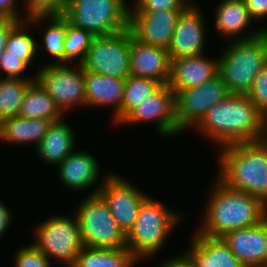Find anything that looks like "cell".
Masks as SVG:
<instances>
[{"mask_svg":"<svg viewBox=\"0 0 267 267\" xmlns=\"http://www.w3.org/2000/svg\"><path fill=\"white\" fill-rule=\"evenodd\" d=\"M85 196L73 212L83 245L90 248L126 247V235L118 227L103 198L99 194Z\"/></svg>","mask_w":267,"mask_h":267,"instance_id":"ba28073f","label":"cell"},{"mask_svg":"<svg viewBox=\"0 0 267 267\" xmlns=\"http://www.w3.org/2000/svg\"><path fill=\"white\" fill-rule=\"evenodd\" d=\"M75 148L62 162L55 168H58L59 180L63 187L69 191H89L88 195L98 194L100 187L106 177H100V165L97 157L89 151L78 150ZM102 178V180L100 179ZM97 184V185H96ZM96 185V186H95Z\"/></svg>","mask_w":267,"mask_h":267,"instance_id":"9a60e30c","label":"cell"},{"mask_svg":"<svg viewBox=\"0 0 267 267\" xmlns=\"http://www.w3.org/2000/svg\"><path fill=\"white\" fill-rule=\"evenodd\" d=\"M221 239L245 267H267V218L258 225L230 231Z\"/></svg>","mask_w":267,"mask_h":267,"instance_id":"e0dca14e","label":"cell"},{"mask_svg":"<svg viewBox=\"0 0 267 267\" xmlns=\"http://www.w3.org/2000/svg\"><path fill=\"white\" fill-rule=\"evenodd\" d=\"M220 1L217 7L215 6L214 23L212 24L219 35L221 34L226 39V43L252 39L267 31V27L264 26L252 27L253 30L249 29L253 20L243 0Z\"/></svg>","mask_w":267,"mask_h":267,"instance_id":"ac0fdd59","label":"cell"},{"mask_svg":"<svg viewBox=\"0 0 267 267\" xmlns=\"http://www.w3.org/2000/svg\"><path fill=\"white\" fill-rule=\"evenodd\" d=\"M129 58L131 76L157 80L162 85L169 83L171 59L166 48L143 44L130 31Z\"/></svg>","mask_w":267,"mask_h":267,"instance_id":"d6986e66","label":"cell"},{"mask_svg":"<svg viewBox=\"0 0 267 267\" xmlns=\"http://www.w3.org/2000/svg\"><path fill=\"white\" fill-rule=\"evenodd\" d=\"M247 96L261 114L267 112V64L255 76Z\"/></svg>","mask_w":267,"mask_h":267,"instance_id":"d590c367","label":"cell"},{"mask_svg":"<svg viewBox=\"0 0 267 267\" xmlns=\"http://www.w3.org/2000/svg\"><path fill=\"white\" fill-rule=\"evenodd\" d=\"M32 26L48 24L42 33L41 45L37 42V52L45 50L53 59L52 64L64 63V40L67 34V19L63 15H35L27 18ZM46 21V22H45ZM42 24V25H41ZM40 45V46H39ZM40 50V51H39ZM54 57V58H53Z\"/></svg>","mask_w":267,"mask_h":267,"instance_id":"d4e9b609","label":"cell"},{"mask_svg":"<svg viewBox=\"0 0 267 267\" xmlns=\"http://www.w3.org/2000/svg\"><path fill=\"white\" fill-rule=\"evenodd\" d=\"M18 2V3H17ZM21 0H0V19H11L22 21L26 19V14L21 13L19 9ZM19 4V5H18ZM19 6V7H18ZM22 14V15H20ZM25 17V18H24Z\"/></svg>","mask_w":267,"mask_h":267,"instance_id":"8d00e7d4","label":"cell"},{"mask_svg":"<svg viewBox=\"0 0 267 267\" xmlns=\"http://www.w3.org/2000/svg\"><path fill=\"white\" fill-rule=\"evenodd\" d=\"M227 44L218 54V74L230 94L247 95L255 76L267 64V31Z\"/></svg>","mask_w":267,"mask_h":267,"instance_id":"5b68a950","label":"cell"},{"mask_svg":"<svg viewBox=\"0 0 267 267\" xmlns=\"http://www.w3.org/2000/svg\"><path fill=\"white\" fill-rule=\"evenodd\" d=\"M162 84L150 78L129 75L125 78L123 98L121 104V121L148 96L157 91Z\"/></svg>","mask_w":267,"mask_h":267,"instance_id":"f546056e","label":"cell"},{"mask_svg":"<svg viewBox=\"0 0 267 267\" xmlns=\"http://www.w3.org/2000/svg\"><path fill=\"white\" fill-rule=\"evenodd\" d=\"M29 68L22 55L8 54V50H4L0 58V72L4 74L0 78L36 79V75L24 74Z\"/></svg>","mask_w":267,"mask_h":267,"instance_id":"d6a6232c","label":"cell"},{"mask_svg":"<svg viewBox=\"0 0 267 267\" xmlns=\"http://www.w3.org/2000/svg\"><path fill=\"white\" fill-rule=\"evenodd\" d=\"M196 0H132L130 12L185 11Z\"/></svg>","mask_w":267,"mask_h":267,"instance_id":"1f68e13d","label":"cell"},{"mask_svg":"<svg viewBox=\"0 0 267 267\" xmlns=\"http://www.w3.org/2000/svg\"><path fill=\"white\" fill-rule=\"evenodd\" d=\"M191 234L189 248L185 252L196 267H245L221 238H209Z\"/></svg>","mask_w":267,"mask_h":267,"instance_id":"7402d4cb","label":"cell"},{"mask_svg":"<svg viewBox=\"0 0 267 267\" xmlns=\"http://www.w3.org/2000/svg\"><path fill=\"white\" fill-rule=\"evenodd\" d=\"M243 1L254 23L266 19L267 0H243Z\"/></svg>","mask_w":267,"mask_h":267,"instance_id":"74e56055","label":"cell"},{"mask_svg":"<svg viewBox=\"0 0 267 267\" xmlns=\"http://www.w3.org/2000/svg\"><path fill=\"white\" fill-rule=\"evenodd\" d=\"M72 128L64 119L51 123L35 149L45 165L56 167L75 149L76 133Z\"/></svg>","mask_w":267,"mask_h":267,"instance_id":"603a6c76","label":"cell"},{"mask_svg":"<svg viewBox=\"0 0 267 267\" xmlns=\"http://www.w3.org/2000/svg\"><path fill=\"white\" fill-rule=\"evenodd\" d=\"M26 19L35 15H63L67 0H21Z\"/></svg>","mask_w":267,"mask_h":267,"instance_id":"e575fe53","label":"cell"},{"mask_svg":"<svg viewBox=\"0 0 267 267\" xmlns=\"http://www.w3.org/2000/svg\"><path fill=\"white\" fill-rule=\"evenodd\" d=\"M199 54L171 60L169 87L175 92L197 87L218 75V56L216 58Z\"/></svg>","mask_w":267,"mask_h":267,"instance_id":"ffe728a7","label":"cell"},{"mask_svg":"<svg viewBox=\"0 0 267 267\" xmlns=\"http://www.w3.org/2000/svg\"><path fill=\"white\" fill-rule=\"evenodd\" d=\"M182 12H130L129 29L139 42L168 49Z\"/></svg>","mask_w":267,"mask_h":267,"instance_id":"2e32d148","label":"cell"},{"mask_svg":"<svg viewBox=\"0 0 267 267\" xmlns=\"http://www.w3.org/2000/svg\"><path fill=\"white\" fill-rule=\"evenodd\" d=\"M118 172H107L98 194L107 203L118 227L126 235L136 223L142 201L148 196Z\"/></svg>","mask_w":267,"mask_h":267,"instance_id":"4fadbf2b","label":"cell"},{"mask_svg":"<svg viewBox=\"0 0 267 267\" xmlns=\"http://www.w3.org/2000/svg\"><path fill=\"white\" fill-rule=\"evenodd\" d=\"M217 178L226 186L247 192L267 205V147L259 141L219 149Z\"/></svg>","mask_w":267,"mask_h":267,"instance_id":"3957f363","label":"cell"},{"mask_svg":"<svg viewBox=\"0 0 267 267\" xmlns=\"http://www.w3.org/2000/svg\"><path fill=\"white\" fill-rule=\"evenodd\" d=\"M33 27L28 19L20 21L9 33L6 47L8 54L22 55V59L32 68L37 52V40L28 28ZM30 30V31H29ZM30 32V33H28ZM32 65V66H31Z\"/></svg>","mask_w":267,"mask_h":267,"instance_id":"f1b7e54d","label":"cell"},{"mask_svg":"<svg viewBox=\"0 0 267 267\" xmlns=\"http://www.w3.org/2000/svg\"><path fill=\"white\" fill-rule=\"evenodd\" d=\"M13 214L10 210L9 206L3 202V200H0V239L3 237L2 235L8 230L10 227V224L13 220Z\"/></svg>","mask_w":267,"mask_h":267,"instance_id":"60d3db41","label":"cell"},{"mask_svg":"<svg viewBox=\"0 0 267 267\" xmlns=\"http://www.w3.org/2000/svg\"><path fill=\"white\" fill-rule=\"evenodd\" d=\"M156 267H196L193 260L189 255L183 250L181 254L176 255L175 257L165 259Z\"/></svg>","mask_w":267,"mask_h":267,"instance_id":"f35d334b","label":"cell"},{"mask_svg":"<svg viewBox=\"0 0 267 267\" xmlns=\"http://www.w3.org/2000/svg\"><path fill=\"white\" fill-rule=\"evenodd\" d=\"M262 114L247 95L229 94L210 108L191 129L219 149L231 144L256 142L261 134Z\"/></svg>","mask_w":267,"mask_h":267,"instance_id":"7a4b0ae2","label":"cell"},{"mask_svg":"<svg viewBox=\"0 0 267 267\" xmlns=\"http://www.w3.org/2000/svg\"><path fill=\"white\" fill-rule=\"evenodd\" d=\"M154 123V130L158 136L170 139L182 134V130L177 125L175 116V92L168 84L162 85L152 95L148 96L118 124L128 125L139 123Z\"/></svg>","mask_w":267,"mask_h":267,"instance_id":"7c38bea8","label":"cell"},{"mask_svg":"<svg viewBox=\"0 0 267 267\" xmlns=\"http://www.w3.org/2000/svg\"><path fill=\"white\" fill-rule=\"evenodd\" d=\"M86 108L111 107L112 122H121V104L125 78H113L84 70Z\"/></svg>","mask_w":267,"mask_h":267,"instance_id":"44dd1931","label":"cell"},{"mask_svg":"<svg viewBox=\"0 0 267 267\" xmlns=\"http://www.w3.org/2000/svg\"><path fill=\"white\" fill-rule=\"evenodd\" d=\"M204 11L195 1L178 18L170 45V59L203 54L206 50V22Z\"/></svg>","mask_w":267,"mask_h":267,"instance_id":"5bb4252c","label":"cell"},{"mask_svg":"<svg viewBox=\"0 0 267 267\" xmlns=\"http://www.w3.org/2000/svg\"><path fill=\"white\" fill-rule=\"evenodd\" d=\"M130 29L109 36L94 37L81 63L86 71L113 78L130 74Z\"/></svg>","mask_w":267,"mask_h":267,"instance_id":"30bf717a","label":"cell"},{"mask_svg":"<svg viewBox=\"0 0 267 267\" xmlns=\"http://www.w3.org/2000/svg\"><path fill=\"white\" fill-rule=\"evenodd\" d=\"M140 261L126 248L84 246L72 267H134Z\"/></svg>","mask_w":267,"mask_h":267,"instance_id":"4316f807","label":"cell"},{"mask_svg":"<svg viewBox=\"0 0 267 267\" xmlns=\"http://www.w3.org/2000/svg\"><path fill=\"white\" fill-rule=\"evenodd\" d=\"M215 179L207 192L202 224L196 229L199 235L221 238L230 231L258 225L267 218V205L261 199Z\"/></svg>","mask_w":267,"mask_h":267,"instance_id":"6da1fadb","label":"cell"},{"mask_svg":"<svg viewBox=\"0 0 267 267\" xmlns=\"http://www.w3.org/2000/svg\"><path fill=\"white\" fill-rule=\"evenodd\" d=\"M36 79L0 78V121L19 116L28 86Z\"/></svg>","mask_w":267,"mask_h":267,"instance_id":"83f0119b","label":"cell"},{"mask_svg":"<svg viewBox=\"0 0 267 267\" xmlns=\"http://www.w3.org/2000/svg\"><path fill=\"white\" fill-rule=\"evenodd\" d=\"M127 0H67L63 16L75 28L94 37L109 36L129 28Z\"/></svg>","mask_w":267,"mask_h":267,"instance_id":"8992f818","label":"cell"},{"mask_svg":"<svg viewBox=\"0 0 267 267\" xmlns=\"http://www.w3.org/2000/svg\"><path fill=\"white\" fill-rule=\"evenodd\" d=\"M19 116L27 119L62 120L66 115L55 104L53 98L34 80L27 88L20 107Z\"/></svg>","mask_w":267,"mask_h":267,"instance_id":"484cf974","label":"cell"},{"mask_svg":"<svg viewBox=\"0 0 267 267\" xmlns=\"http://www.w3.org/2000/svg\"><path fill=\"white\" fill-rule=\"evenodd\" d=\"M47 64V65H46ZM39 66L36 80L53 98L55 104L67 115L72 107H86L84 69L81 64H52ZM73 66V67H72ZM69 110V111H68Z\"/></svg>","mask_w":267,"mask_h":267,"instance_id":"9c48e42d","label":"cell"},{"mask_svg":"<svg viewBox=\"0 0 267 267\" xmlns=\"http://www.w3.org/2000/svg\"><path fill=\"white\" fill-rule=\"evenodd\" d=\"M229 94L227 85L219 74L200 86L175 91V116L183 134Z\"/></svg>","mask_w":267,"mask_h":267,"instance_id":"8fae6325","label":"cell"},{"mask_svg":"<svg viewBox=\"0 0 267 267\" xmlns=\"http://www.w3.org/2000/svg\"><path fill=\"white\" fill-rule=\"evenodd\" d=\"M20 21L11 19H0V58L5 50L6 42L10 31L19 23Z\"/></svg>","mask_w":267,"mask_h":267,"instance_id":"ab89813d","label":"cell"},{"mask_svg":"<svg viewBox=\"0 0 267 267\" xmlns=\"http://www.w3.org/2000/svg\"><path fill=\"white\" fill-rule=\"evenodd\" d=\"M183 219L184 214L148 195L141 203L136 223L126 234V248L139 261L157 257L176 225H180Z\"/></svg>","mask_w":267,"mask_h":267,"instance_id":"277c9868","label":"cell"},{"mask_svg":"<svg viewBox=\"0 0 267 267\" xmlns=\"http://www.w3.org/2000/svg\"><path fill=\"white\" fill-rule=\"evenodd\" d=\"M15 253L14 267H51L53 264L33 243L18 247Z\"/></svg>","mask_w":267,"mask_h":267,"instance_id":"836d02e7","label":"cell"},{"mask_svg":"<svg viewBox=\"0 0 267 267\" xmlns=\"http://www.w3.org/2000/svg\"><path fill=\"white\" fill-rule=\"evenodd\" d=\"M51 123L46 119H27L21 116L5 118L0 121V142L14 145L35 143L36 149Z\"/></svg>","mask_w":267,"mask_h":267,"instance_id":"cb8c5ba5","label":"cell"},{"mask_svg":"<svg viewBox=\"0 0 267 267\" xmlns=\"http://www.w3.org/2000/svg\"><path fill=\"white\" fill-rule=\"evenodd\" d=\"M94 36L84 29L75 28L67 20V34L64 40V63L81 64Z\"/></svg>","mask_w":267,"mask_h":267,"instance_id":"4dcf8cb0","label":"cell"},{"mask_svg":"<svg viewBox=\"0 0 267 267\" xmlns=\"http://www.w3.org/2000/svg\"><path fill=\"white\" fill-rule=\"evenodd\" d=\"M53 215L36 224L32 242L50 261L72 267L83 249L79 224L74 213ZM53 259V261H52Z\"/></svg>","mask_w":267,"mask_h":267,"instance_id":"52a82bcc","label":"cell"},{"mask_svg":"<svg viewBox=\"0 0 267 267\" xmlns=\"http://www.w3.org/2000/svg\"><path fill=\"white\" fill-rule=\"evenodd\" d=\"M258 141L267 147V112L262 114L261 134Z\"/></svg>","mask_w":267,"mask_h":267,"instance_id":"b9f144b4","label":"cell"}]
</instances>
